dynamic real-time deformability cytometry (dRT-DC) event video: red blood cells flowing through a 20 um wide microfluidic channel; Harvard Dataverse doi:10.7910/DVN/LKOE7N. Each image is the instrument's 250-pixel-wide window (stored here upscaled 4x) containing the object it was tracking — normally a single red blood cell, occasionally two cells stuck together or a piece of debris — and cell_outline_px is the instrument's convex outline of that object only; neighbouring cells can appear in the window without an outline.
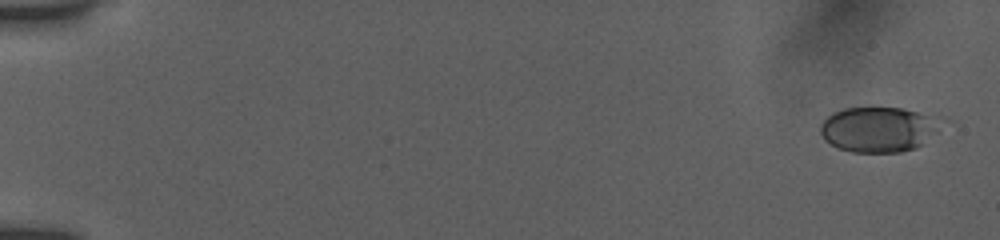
{"species": "human", "species_latin": "Homo sapiens", "temperature_condition": "room temperature", "stored_images_in_passage": 17, "camera_frame_rate_fps": 3000, "um_per_image_px": 0.085, "donor": {"sex": "female"}, "frame": {"image": 1, "passage_image": 1, "time_ms": 0.0, "image_size_px": [1000, 240], "cell_outline_px": [[924, 116], [920, 144], [916, 148], [900, 152], [852, 152], [836, 148], [824, 140], [820, 132], [820, 124], [828, 116], [844, 108], [900, 108], [916, 112]], "centroid_in_image_um": [74.23, 11.03], "position_along_channel_um": 10.8, "area_um2": 28.9}}
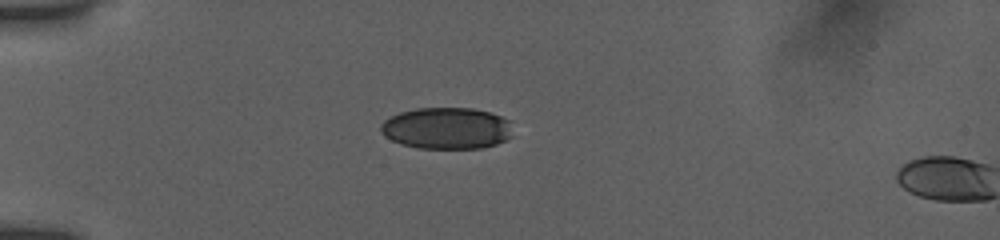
{"frame": {"image": 2, "passage_image": 15, "time_ms": 4.667, "image_size_px": [1000, 240], "cell_outline_px": [[512, 136], [496, 144], [480, 148], [420, 148], [404, 144], [392, 140], [384, 136], [380, 128], [380, 124], [384, 120], [400, 112], [416, 108], [472, 108], [488, 112], [500, 116], [508, 120]], "centroid_in_image_um": [37.95, 10.89], "position_along_channel_um": 47.1, "area_um2": 31.73}}